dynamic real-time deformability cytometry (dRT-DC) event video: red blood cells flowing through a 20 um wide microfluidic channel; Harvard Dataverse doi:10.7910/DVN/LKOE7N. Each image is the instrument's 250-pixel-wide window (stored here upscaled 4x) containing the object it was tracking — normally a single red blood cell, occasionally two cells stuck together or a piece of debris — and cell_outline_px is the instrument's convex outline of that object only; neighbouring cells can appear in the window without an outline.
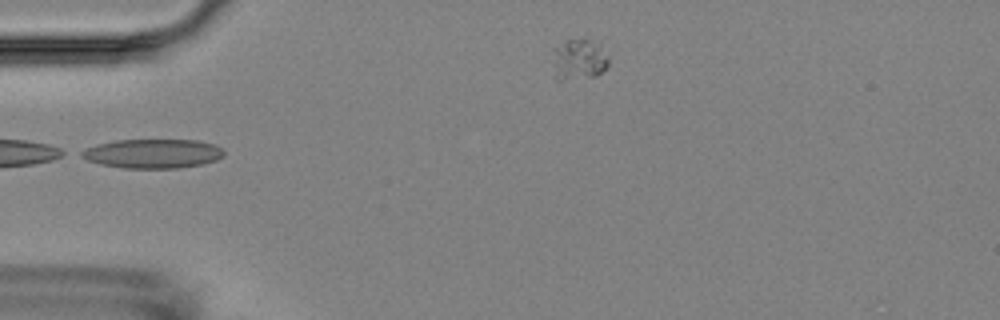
{"species": "Egyptian fruit bat (a non-hibernating species)", "species_latin": "Rousettus aegyptiacus", "temperature_condition": "room temperature", "stored_images_in_passage": 6, "segment_of_instrument_passage": [1, 2], "camera_frame_rate_fps": 3000, "um_per_image_px": 0.085, "animal": {"sex": "female"}, "frame": {"image": 1, "passage_image": 5, "time_ms": 5.333, "image_size_px": [1000, 320], "cell_outline_px": [[224, 156], [216, 160], [204, 164], [176, 168], [124, 168], [100, 164], [88, 160], [80, 156], [76, 152], [84, 148], [96, 144], [116, 140], [200, 140], [216, 144], [224, 152]], "centroid_in_image_um": [12.96, 13.05], "position_along_channel_um": 72.0, "area_um2": 24.51}}